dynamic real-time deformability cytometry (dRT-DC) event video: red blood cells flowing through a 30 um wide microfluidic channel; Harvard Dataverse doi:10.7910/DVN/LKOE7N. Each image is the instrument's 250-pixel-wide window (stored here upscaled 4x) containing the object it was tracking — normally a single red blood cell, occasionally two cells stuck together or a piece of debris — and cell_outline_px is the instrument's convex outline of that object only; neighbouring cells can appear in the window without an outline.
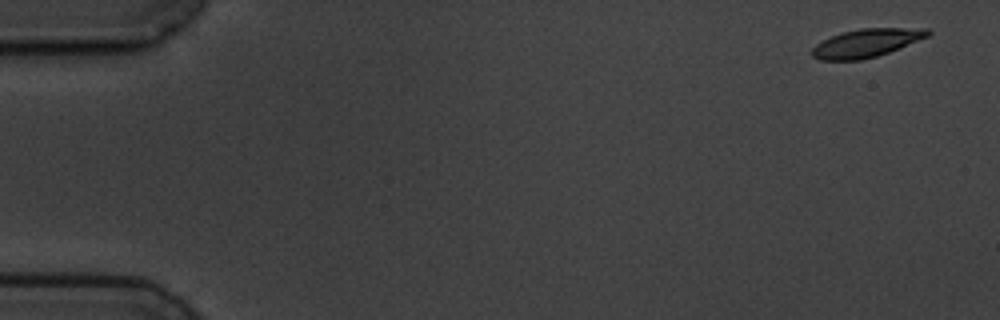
{"species": "common noctule bat (a hibernating species)", "species_latin": "Nyctalus noctula", "temperature_condition": "cold", "stored_images_in_passage": 4, "camera_frame_rate_fps": 3000, "um_per_image_px": 0.085, "animal": {"sex": "male", "body_mass_g": 19.5, "forearm_length_mm": 54.6}, "frame": {"image": 1, "passage_image": 1, "time_ms": 0.0, "image_size_px": [1000, 320], "cell_outline_px": [[932, 32], [928, 36], [888, 52], [876, 56], [860, 60], [820, 60], [812, 56], [812, 48], [816, 44], [832, 36], [844, 32], [860, 28], [928, 28]], "centroid_in_image_um": [73.64, 3.65], "position_along_channel_um": 11.4, "area_um2": 18.79}}
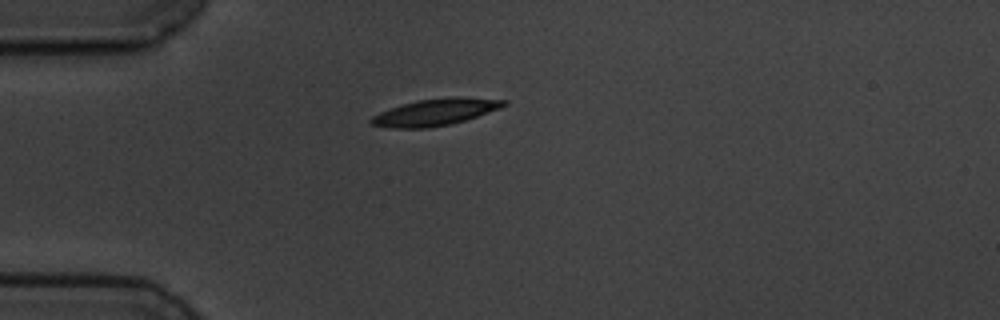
{"frame": {"image": 2, "passage_image": 4, "time_ms": 4.333, "image_size_px": [1000, 320], "cell_outline_px": [[508, 104], [500, 108], [452, 124], [428, 128], [392, 128], [372, 124], [368, 120], [372, 116], [380, 112], [416, 100], [452, 96], [460, 96], [508, 100]], "centroid_in_image_um": [37.03, 9.52], "position_along_channel_um": 48.0, "area_um2": 20.63}}